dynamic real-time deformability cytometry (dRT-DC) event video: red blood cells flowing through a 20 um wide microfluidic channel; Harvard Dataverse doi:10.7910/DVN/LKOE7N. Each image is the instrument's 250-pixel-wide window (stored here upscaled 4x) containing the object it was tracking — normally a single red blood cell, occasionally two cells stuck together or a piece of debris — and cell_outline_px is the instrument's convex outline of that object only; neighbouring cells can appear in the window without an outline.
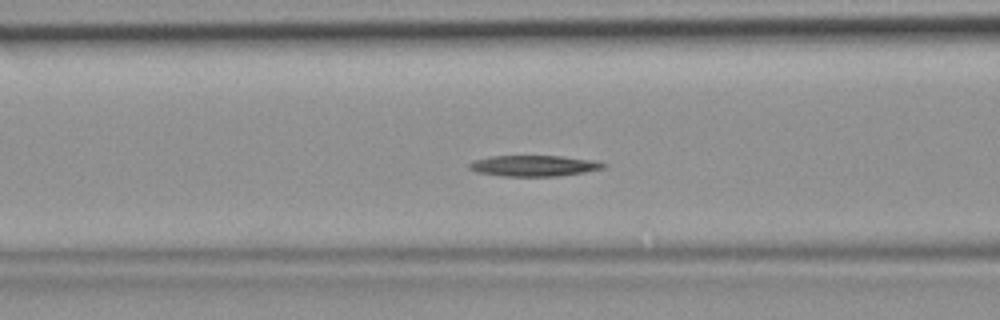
{"species": "common noctule bat (a hibernating species)", "species_latin": "Nyctalus noctula", "temperature_condition": "room temperature", "stored_images_in_passage": 35, "camera_frame_rate_fps": 3000, "um_per_image_px": 0.085, "animal": {"sex": "female", "body_mass_g": 19.9}, "frame": {"image": 1, "passage_image": 7, "time_ms": 2.0, "image_size_px": [1000, 320], "cell_outline_px": [[608, 164], [604, 168], [584, 172], [560, 176], [500, 176], [476, 172], [468, 168], [468, 164], [472, 160], [488, 156], [560, 156], [596, 160]], "centroid_in_image_um": [45.36, 14.09], "position_along_channel_um": 121.2, "area_um2": 16.59}}
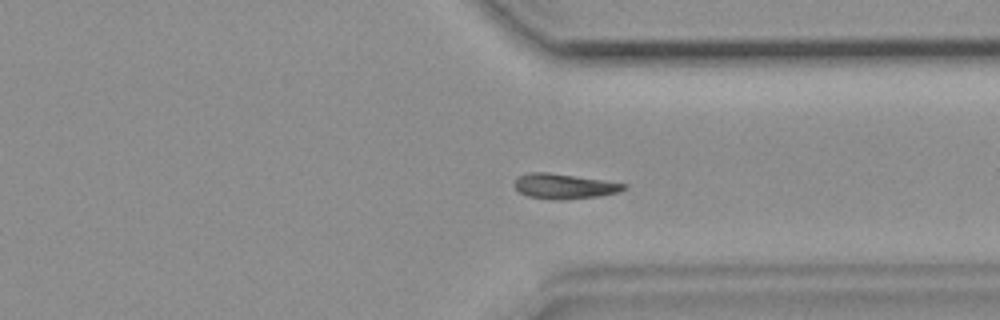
{"frame": {"image": 2, "passage_image": 24, "time_ms": 7.667, "image_size_px": [1000, 320], "cell_outline_px": [[628, 188], [620, 192], [600, 196], [564, 200], [556, 200], [528, 196], [520, 192], [512, 184], [516, 176], [528, 172], [548, 172], [604, 180], [628, 184]], "centroid_in_image_um": [47.96, 15.82], "position_along_channel_um": 363.4, "area_um2": 16.3}}
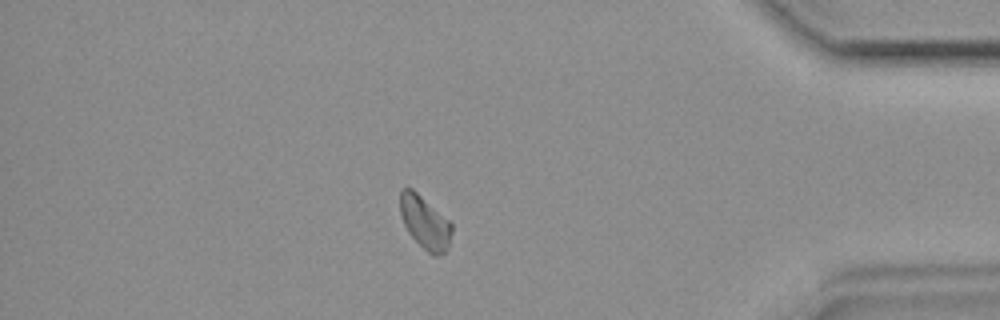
{"frame": {"image": 3, "passage_image": 29, "time_ms": 9.333, "image_size_px": [1000, 320], "cell_outline_px": [[452, 232], [448, 248], [444, 252], [436, 256], [432, 256], [408, 232], [404, 224], [400, 212], [400, 188], [412, 188], [448, 220], [452, 224]], "centroid_in_image_um": [36.11, 18.9], "position_along_channel_um": 399.1, "area_um2": 15.66}}